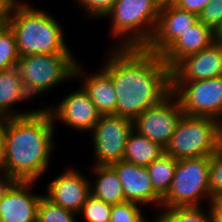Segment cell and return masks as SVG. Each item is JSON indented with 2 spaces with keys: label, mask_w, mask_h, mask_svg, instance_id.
Instances as JSON below:
<instances>
[{
  "label": "cell",
  "mask_w": 222,
  "mask_h": 222,
  "mask_svg": "<svg viewBox=\"0 0 222 222\" xmlns=\"http://www.w3.org/2000/svg\"><path fill=\"white\" fill-rule=\"evenodd\" d=\"M101 67L113 82L115 115L134 120L171 92V69L145 48H110Z\"/></svg>",
  "instance_id": "6da1fadb"
},
{
  "label": "cell",
  "mask_w": 222,
  "mask_h": 222,
  "mask_svg": "<svg viewBox=\"0 0 222 222\" xmlns=\"http://www.w3.org/2000/svg\"><path fill=\"white\" fill-rule=\"evenodd\" d=\"M5 171L15 181H36L46 173L54 148L55 122L44 107L21 117L5 118Z\"/></svg>",
  "instance_id": "7a4b0ae2"
},
{
  "label": "cell",
  "mask_w": 222,
  "mask_h": 222,
  "mask_svg": "<svg viewBox=\"0 0 222 222\" xmlns=\"http://www.w3.org/2000/svg\"><path fill=\"white\" fill-rule=\"evenodd\" d=\"M19 0L6 19L14 32L20 55L73 53L65 42L63 28L47 10Z\"/></svg>",
  "instance_id": "3957f363"
},
{
  "label": "cell",
  "mask_w": 222,
  "mask_h": 222,
  "mask_svg": "<svg viewBox=\"0 0 222 222\" xmlns=\"http://www.w3.org/2000/svg\"><path fill=\"white\" fill-rule=\"evenodd\" d=\"M158 0H117L106 15L110 36L118 39L113 48H145L151 41L159 18Z\"/></svg>",
  "instance_id": "277c9868"
},
{
  "label": "cell",
  "mask_w": 222,
  "mask_h": 222,
  "mask_svg": "<svg viewBox=\"0 0 222 222\" xmlns=\"http://www.w3.org/2000/svg\"><path fill=\"white\" fill-rule=\"evenodd\" d=\"M222 123L210 117L183 114L165 147L176 160L211 156L221 147Z\"/></svg>",
  "instance_id": "5b68a950"
},
{
  "label": "cell",
  "mask_w": 222,
  "mask_h": 222,
  "mask_svg": "<svg viewBox=\"0 0 222 222\" xmlns=\"http://www.w3.org/2000/svg\"><path fill=\"white\" fill-rule=\"evenodd\" d=\"M77 63L72 53L37 54L20 57L17 67L25 91L36 99L61 82L75 79Z\"/></svg>",
  "instance_id": "8992f818"
},
{
  "label": "cell",
  "mask_w": 222,
  "mask_h": 222,
  "mask_svg": "<svg viewBox=\"0 0 222 222\" xmlns=\"http://www.w3.org/2000/svg\"><path fill=\"white\" fill-rule=\"evenodd\" d=\"M210 156L176 160L175 174L161 207L203 206L211 204L209 190Z\"/></svg>",
  "instance_id": "52a82bcc"
},
{
  "label": "cell",
  "mask_w": 222,
  "mask_h": 222,
  "mask_svg": "<svg viewBox=\"0 0 222 222\" xmlns=\"http://www.w3.org/2000/svg\"><path fill=\"white\" fill-rule=\"evenodd\" d=\"M184 114L210 117L222 123V76L191 82H171Z\"/></svg>",
  "instance_id": "ba28073f"
},
{
  "label": "cell",
  "mask_w": 222,
  "mask_h": 222,
  "mask_svg": "<svg viewBox=\"0 0 222 222\" xmlns=\"http://www.w3.org/2000/svg\"><path fill=\"white\" fill-rule=\"evenodd\" d=\"M133 131V120L119 115H101L91 130L94 164L111 165L123 160L125 147Z\"/></svg>",
  "instance_id": "9c48e42d"
},
{
  "label": "cell",
  "mask_w": 222,
  "mask_h": 222,
  "mask_svg": "<svg viewBox=\"0 0 222 222\" xmlns=\"http://www.w3.org/2000/svg\"><path fill=\"white\" fill-rule=\"evenodd\" d=\"M183 114L177 97L171 92L159 104L136 117L133 130L165 148Z\"/></svg>",
  "instance_id": "30bf717a"
},
{
  "label": "cell",
  "mask_w": 222,
  "mask_h": 222,
  "mask_svg": "<svg viewBox=\"0 0 222 222\" xmlns=\"http://www.w3.org/2000/svg\"><path fill=\"white\" fill-rule=\"evenodd\" d=\"M78 89L65 96L55 106L45 108L50 112L53 121L56 122L57 119L73 129L90 133L101 114L83 87Z\"/></svg>",
  "instance_id": "8fae6325"
},
{
  "label": "cell",
  "mask_w": 222,
  "mask_h": 222,
  "mask_svg": "<svg viewBox=\"0 0 222 222\" xmlns=\"http://www.w3.org/2000/svg\"><path fill=\"white\" fill-rule=\"evenodd\" d=\"M222 76V43L180 59L171 68V82H191Z\"/></svg>",
  "instance_id": "7c38bea8"
},
{
  "label": "cell",
  "mask_w": 222,
  "mask_h": 222,
  "mask_svg": "<svg viewBox=\"0 0 222 222\" xmlns=\"http://www.w3.org/2000/svg\"><path fill=\"white\" fill-rule=\"evenodd\" d=\"M198 21V15L181 10L173 3L162 4L154 35L145 49L161 55L179 36Z\"/></svg>",
  "instance_id": "4fadbf2b"
},
{
  "label": "cell",
  "mask_w": 222,
  "mask_h": 222,
  "mask_svg": "<svg viewBox=\"0 0 222 222\" xmlns=\"http://www.w3.org/2000/svg\"><path fill=\"white\" fill-rule=\"evenodd\" d=\"M44 196L52 203L78 213L90 192V181L80 171L69 167L47 186Z\"/></svg>",
  "instance_id": "5bb4252c"
},
{
  "label": "cell",
  "mask_w": 222,
  "mask_h": 222,
  "mask_svg": "<svg viewBox=\"0 0 222 222\" xmlns=\"http://www.w3.org/2000/svg\"><path fill=\"white\" fill-rule=\"evenodd\" d=\"M36 181H15L0 201V222H35L44 194L30 191Z\"/></svg>",
  "instance_id": "9a60e30c"
},
{
  "label": "cell",
  "mask_w": 222,
  "mask_h": 222,
  "mask_svg": "<svg viewBox=\"0 0 222 222\" xmlns=\"http://www.w3.org/2000/svg\"><path fill=\"white\" fill-rule=\"evenodd\" d=\"M122 182L125 201L161 208L162 197L154 190L146 167L121 160L110 165Z\"/></svg>",
  "instance_id": "2e32d148"
},
{
  "label": "cell",
  "mask_w": 222,
  "mask_h": 222,
  "mask_svg": "<svg viewBox=\"0 0 222 222\" xmlns=\"http://www.w3.org/2000/svg\"><path fill=\"white\" fill-rule=\"evenodd\" d=\"M215 42L213 29L200 20L179 36L161 57L171 69L183 57L199 52Z\"/></svg>",
  "instance_id": "e0dca14e"
},
{
  "label": "cell",
  "mask_w": 222,
  "mask_h": 222,
  "mask_svg": "<svg viewBox=\"0 0 222 222\" xmlns=\"http://www.w3.org/2000/svg\"><path fill=\"white\" fill-rule=\"evenodd\" d=\"M82 68V64L78 62L75 68V78H80L81 81L83 79L81 85L99 113L101 115L115 114L117 94L111 77L102 68L85 77L84 68Z\"/></svg>",
  "instance_id": "ac0fdd59"
},
{
  "label": "cell",
  "mask_w": 222,
  "mask_h": 222,
  "mask_svg": "<svg viewBox=\"0 0 222 222\" xmlns=\"http://www.w3.org/2000/svg\"><path fill=\"white\" fill-rule=\"evenodd\" d=\"M31 99L23 87L17 66L0 71V114L4 118L26 116L37 111L38 109L25 112L15 110L17 103L32 101Z\"/></svg>",
  "instance_id": "d6986e66"
},
{
  "label": "cell",
  "mask_w": 222,
  "mask_h": 222,
  "mask_svg": "<svg viewBox=\"0 0 222 222\" xmlns=\"http://www.w3.org/2000/svg\"><path fill=\"white\" fill-rule=\"evenodd\" d=\"M93 174L97 179L90 181L91 194L109 204H118L125 201L122 182L116 171L110 165H93Z\"/></svg>",
  "instance_id": "ffe728a7"
},
{
  "label": "cell",
  "mask_w": 222,
  "mask_h": 222,
  "mask_svg": "<svg viewBox=\"0 0 222 222\" xmlns=\"http://www.w3.org/2000/svg\"><path fill=\"white\" fill-rule=\"evenodd\" d=\"M165 153V148L146 136L132 131L128 137L123 160L146 167Z\"/></svg>",
  "instance_id": "44dd1931"
},
{
  "label": "cell",
  "mask_w": 222,
  "mask_h": 222,
  "mask_svg": "<svg viewBox=\"0 0 222 222\" xmlns=\"http://www.w3.org/2000/svg\"><path fill=\"white\" fill-rule=\"evenodd\" d=\"M146 168L154 190L163 198L171 187L176 169V159L164 153Z\"/></svg>",
  "instance_id": "7402d4cb"
},
{
  "label": "cell",
  "mask_w": 222,
  "mask_h": 222,
  "mask_svg": "<svg viewBox=\"0 0 222 222\" xmlns=\"http://www.w3.org/2000/svg\"><path fill=\"white\" fill-rule=\"evenodd\" d=\"M204 206L161 207L152 222H211L210 204ZM208 210V211H207Z\"/></svg>",
  "instance_id": "603a6c76"
},
{
  "label": "cell",
  "mask_w": 222,
  "mask_h": 222,
  "mask_svg": "<svg viewBox=\"0 0 222 222\" xmlns=\"http://www.w3.org/2000/svg\"><path fill=\"white\" fill-rule=\"evenodd\" d=\"M19 59L14 32L6 23L0 29V71L17 66Z\"/></svg>",
  "instance_id": "cb8c5ba5"
},
{
  "label": "cell",
  "mask_w": 222,
  "mask_h": 222,
  "mask_svg": "<svg viewBox=\"0 0 222 222\" xmlns=\"http://www.w3.org/2000/svg\"><path fill=\"white\" fill-rule=\"evenodd\" d=\"M75 211L62 208L44 195L41 197L37 208V220L39 222H78Z\"/></svg>",
  "instance_id": "d4e9b609"
},
{
  "label": "cell",
  "mask_w": 222,
  "mask_h": 222,
  "mask_svg": "<svg viewBox=\"0 0 222 222\" xmlns=\"http://www.w3.org/2000/svg\"><path fill=\"white\" fill-rule=\"evenodd\" d=\"M111 210L112 204L90 194L78 214L82 213L86 222H110Z\"/></svg>",
  "instance_id": "484cf974"
},
{
  "label": "cell",
  "mask_w": 222,
  "mask_h": 222,
  "mask_svg": "<svg viewBox=\"0 0 222 222\" xmlns=\"http://www.w3.org/2000/svg\"><path fill=\"white\" fill-rule=\"evenodd\" d=\"M141 206L133 201L112 205L110 222H150L142 213Z\"/></svg>",
  "instance_id": "4316f807"
},
{
  "label": "cell",
  "mask_w": 222,
  "mask_h": 222,
  "mask_svg": "<svg viewBox=\"0 0 222 222\" xmlns=\"http://www.w3.org/2000/svg\"><path fill=\"white\" fill-rule=\"evenodd\" d=\"M209 190L212 199L222 192V147L210 156Z\"/></svg>",
  "instance_id": "83f0119b"
},
{
  "label": "cell",
  "mask_w": 222,
  "mask_h": 222,
  "mask_svg": "<svg viewBox=\"0 0 222 222\" xmlns=\"http://www.w3.org/2000/svg\"><path fill=\"white\" fill-rule=\"evenodd\" d=\"M78 5L85 9L86 14L90 18L101 19L106 18V15L112 10L117 0H74Z\"/></svg>",
  "instance_id": "f1b7e54d"
},
{
  "label": "cell",
  "mask_w": 222,
  "mask_h": 222,
  "mask_svg": "<svg viewBox=\"0 0 222 222\" xmlns=\"http://www.w3.org/2000/svg\"><path fill=\"white\" fill-rule=\"evenodd\" d=\"M222 19V0H210L206 4L202 13L199 15V20L213 30Z\"/></svg>",
  "instance_id": "f546056e"
},
{
  "label": "cell",
  "mask_w": 222,
  "mask_h": 222,
  "mask_svg": "<svg viewBox=\"0 0 222 222\" xmlns=\"http://www.w3.org/2000/svg\"><path fill=\"white\" fill-rule=\"evenodd\" d=\"M210 0H175L173 4L180 8L196 15H200Z\"/></svg>",
  "instance_id": "4dcf8cb0"
},
{
  "label": "cell",
  "mask_w": 222,
  "mask_h": 222,
  "mask_svg": "<svg viewBox=\"0 0 222 222\" xmlns=\"http://www.w3.org/2000/svg\"><path fill=\"white\" fill-rule=\"evenodd\" d=\"M15 180L6 172L0 171V201Z\"/></svg>",
  "instance_id": "1f68e13d"
},
{
  "label": "cell",
  "mask_w": 222,
  "mask_h": 222,
  "mask_svg": "<svg viewBox=\"0 0 222 222\" xmlns=\"http://www.w3.org/2000/svg\"><path fill=\"white\" fill-rule=\"evenodd\" d=\"M6 165V143L3 128H0V171H5Z\"/></svg>",
  "instance_id": "d6a6232c"
},
{
  "label": "cell",
  "mask_w": 222,
  "mask_h": 222,
  "mask_svg": "<svg viewBox=\"0 0 222 222\" xmlns=\"http://www.w3.org/2000/svg\"><path fill=\"white\" fill-rule=\"evenodd\" d=\"M19 0H0V16H9Z\"/></svg>",
  "instance_id": "836d02e7"
},
{
  "label": "cell",
  "mask_w": 222,
  "mask_h": 222,
  "mask_svg": "<svg viewBox=\"0 0 222 222\" xmlns=\"http://www.w3.org/2000/svg\"><path fill=\"white\" fill-rule=\"evenodd\" d=\"M211 222H222V212H220L212 203L210 204Z\"/></svg>",
  "instance_id": "e575fe53"
},
{
  "label": "cell",
  "mask_w": 222,
  "mask_h": 222,
  "mask_svg": "<svg viewBox=\"0 0 222 222\" xmlns=\"http://www.w3.org/2000/svg\"><path fill=\"white\" fill-rule=\"evenodd\" d=\"M214 32V40L216 43H222V19L219 24L213 30Z\"/></svg>",
  "instance_id": "d590c367"
},
{
  "label": "cell",
  "mask_w": 222,
  "mask_h": 222,
  "mask_svg": "<svg viewBox=\"0 0 222 222\" xmlns=\"http://www.w3.org/2000/svg\"><path fill=\"white\" fill-rule=\"evenodd\" d=\"M220 212H222V192L217 194L211 202Z\"/></svg>",
  "instance_id": "8d00e7d4"
},
{
  "label": "cell",
  "mask_w": 222,
  "mask_h": 222,
  "mask_svg": "<svg viewBox=\"0 0 222 222\" xmlns=\"http://www.w3.org/2000/svg\"><path fill=\"white\" fill-rule=\"evenodd\" d=\"M8 16H0V29L6 24Z\"/></svg>",
  "instance_id": "74e56055"
},
{
  "label": "cell",
  "mask_w": 222,
  "mask_h": 222,
  "mask_svg": "<svg viewBox=\"0 0 222 222\" xmlns=\"http://www.w3.org/2000/svg\"><path fill=\"white\" fill-rule=\"evenodd\" d=\"M160 4H167V3H173L175 0H158Z\"/></svg>",
  "instance_id": "f35d334b"
},
{
  "label": "cell",
  "mask_w": 222,
  "mask_h": 222,
  "mask_svg": "<svg viewBox=\"0 0 222 222\" xmlns=\"http://www.w3.org/2000/svg\"><path fill=\"white\" fill-rule=\"evenodd\" d=\"M4 120L5 118L0 114V128L2 127Z\"/></svg>",
  "instance_id": "ab89813d"
}]
</instances>
